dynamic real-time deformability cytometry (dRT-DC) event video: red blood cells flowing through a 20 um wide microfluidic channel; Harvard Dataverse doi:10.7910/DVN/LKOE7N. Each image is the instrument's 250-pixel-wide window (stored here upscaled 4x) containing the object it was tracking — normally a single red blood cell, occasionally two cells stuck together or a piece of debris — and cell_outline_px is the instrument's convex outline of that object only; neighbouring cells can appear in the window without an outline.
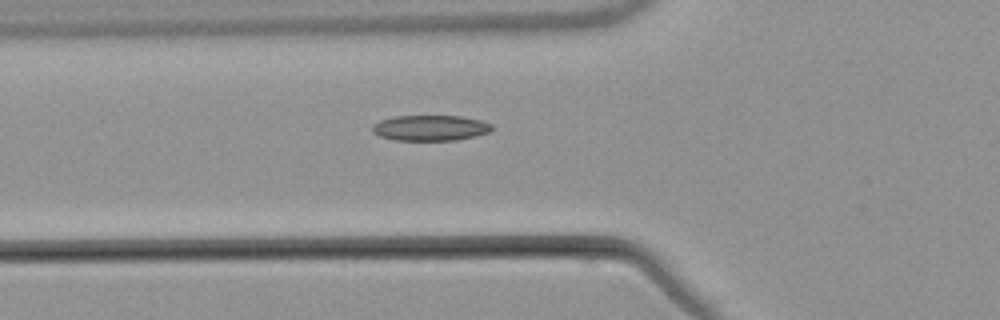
{"species": "common noctule bat (a hibernating species)", "species_latin": "Nyctalus noctula", "temperature_condition": "warm", "stored_images_in_passage": 5, "camera_frame_rate_fps": 3000, "um_per_image_px": 0.085, "animal": {"sex": "male", "body_mass_g": 21.5, "forearm_length_mm": 52.0}, "frame": {"image": 1, "passage_image": 5, "time_ms": 5.667, "image_size_px": [1000, 320], "cell_outline_px": [[492, 128], [488, 132], [476, 136], [456, 140], [392, 140], [380, 136], [372, 132], [372, 124], [380, 120], [396, 116], [460, 116], [480, 120], [492, 124]], "centroid_in_image_um": [36.55, 10.87], "position_along_channel_um": 89.3, "area_um2": 17.8}}